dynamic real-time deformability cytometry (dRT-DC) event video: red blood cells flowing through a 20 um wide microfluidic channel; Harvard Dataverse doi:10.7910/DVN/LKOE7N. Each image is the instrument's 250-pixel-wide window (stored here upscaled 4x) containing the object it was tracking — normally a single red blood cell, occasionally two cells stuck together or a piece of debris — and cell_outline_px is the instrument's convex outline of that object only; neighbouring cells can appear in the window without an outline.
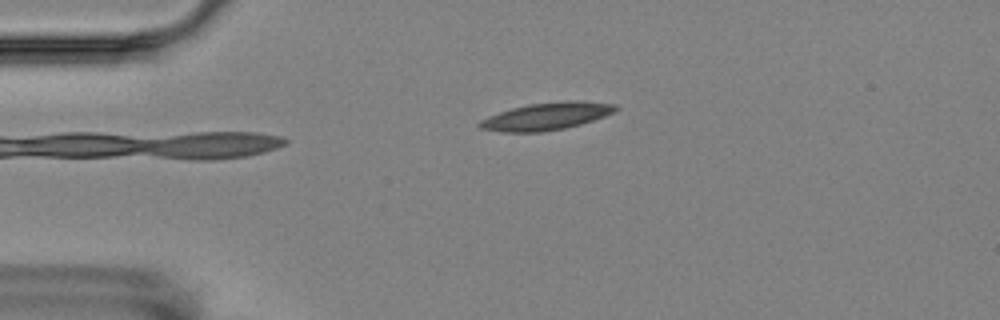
{"species": "Egyptian fruit bat (a non-hibernating species)", "species_latin": "Rousettus aegyptiacus", "temperature_condition": "room temperature", "stored_images_in_passage": 4, "camera_frame_rate_fps": 3000, "um_per_image_px": 0.085, "animal": {"sex": "female"}, "frame": {"image": 1, "passage_image": 4, "time_ms": 3.333, "image_size_px": [1000, 320], "cell_outline_px": [[620, 108], [616, 112], [580, 124], [564, 128], [540, 132], [500, 132], [480, 128], [476, 124], [480, 120], [488, 116], [512, 108], [528, 104], [568, 100], [580, 100], [616, 104]], "centroid_in_image_um": [46.46, 9.87], "position_along_channel_um": 38.5, "area_um2": 21.79}}